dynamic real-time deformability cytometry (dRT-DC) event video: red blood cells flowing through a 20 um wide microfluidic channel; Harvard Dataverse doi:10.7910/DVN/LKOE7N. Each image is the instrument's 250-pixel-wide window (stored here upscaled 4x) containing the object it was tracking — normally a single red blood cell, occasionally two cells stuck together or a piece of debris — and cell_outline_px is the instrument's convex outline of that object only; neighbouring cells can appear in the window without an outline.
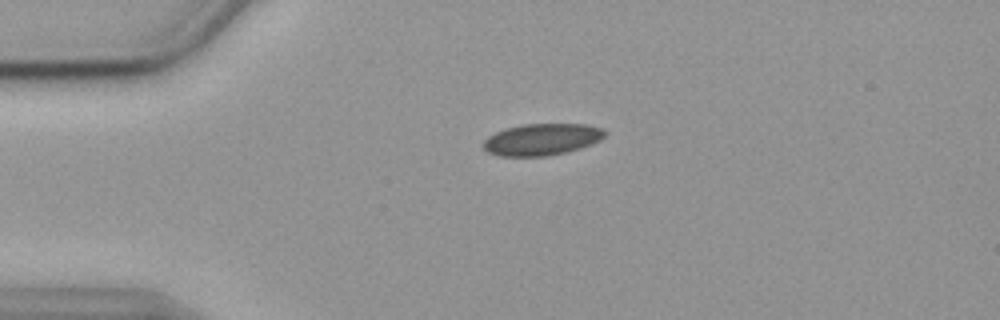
{"species": "common noctule bat (a hibernating species)", "species_latin": "Nyctalus noctula", "temperature_condition": "cold", "stored_images_in_passage": 44, "camera_frame_rate_fps": 3000, "um_per_image_px": 0.085, "animal": {"sex": "female", "body_mass_g": 19.9}, "frame": {"image": 1, "passage_image": 1, "time_ms": 0.0, "image_size_px": [1000, 320], "cell_outline_px": [[608, 132], [600, 140], [592, 144], [580, 148], [564, 152], [544, 156], [496, 156], [488, 152], [484, 148], [484, 140], [488, 136], [504, 128], [524, 124], [588, 124], [604, 128]], "centroid_in_image_um": [46.08, 11.84], "position_along_channel_um": 38.9, "area_um2": 22.54}}
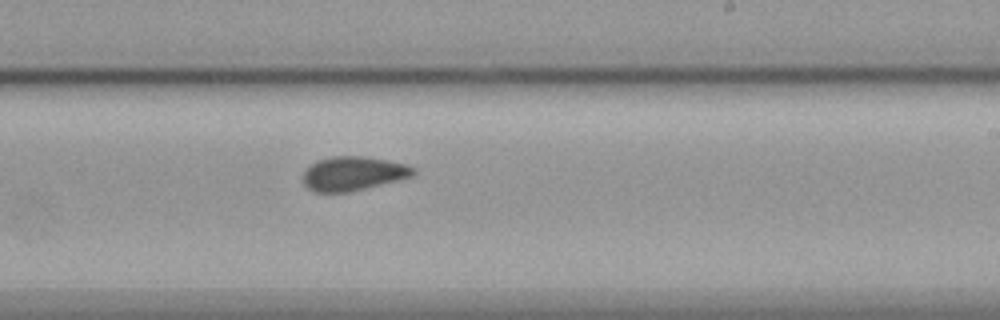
{"frame": {"image": 2, "passage_image": 22, "time_ms": 7.0, "image_size_px": [1000, 320], "cell_outline_px": [[416, 172], [412, 176], [348, 192], [312, 192], [300, 180], [304, 172], [312, 164], [320, 160], [332, 156], [364, 156], [388, 160], [404, 164], [416, 168]], "centroid_in_image_um": [29.98, 14.75], "position_along_channel_um": 259.0, "area_um2": 21.73}}
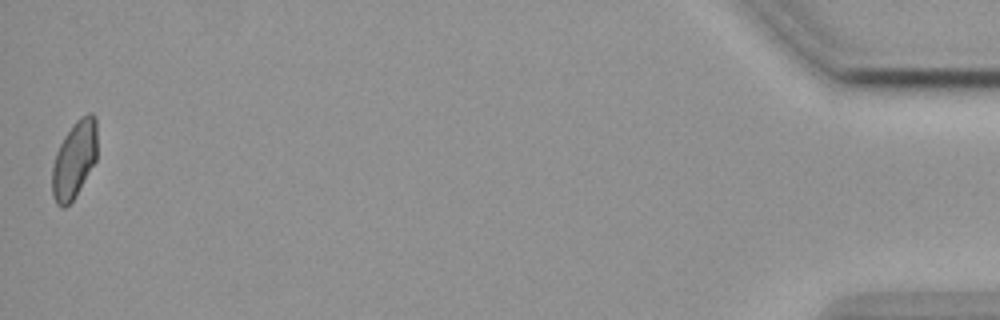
{"frame": {"image": 3, "passage_image": 44, "time_ms": 14.333, "image_size_px": [1000, 320], "cell_outline_px": [[96, 160], [72, 200], [64, 208], [60, 208], [56, 204], [52, 196], [52, 164], [56, 152], [64, 136], [76, 120], [80, 116], [88, 112], [92, 112], [96, 116]], "centroid_in_image_um": [6.3, 13.54], "position_along_channel_um": 428.9, "area_um2": 20.23}, "authors_computed_cell_mechanics": {"area_um2": 21.8773, "velocity_mm_per_s": 3.5681, "shape_relaxation_time_tau1_ms": null, "shape_relaxation_time_tau2_ms": 2.1977, "deformation_change_tau1": null, "deformation_change_tau2": 0.0561}}